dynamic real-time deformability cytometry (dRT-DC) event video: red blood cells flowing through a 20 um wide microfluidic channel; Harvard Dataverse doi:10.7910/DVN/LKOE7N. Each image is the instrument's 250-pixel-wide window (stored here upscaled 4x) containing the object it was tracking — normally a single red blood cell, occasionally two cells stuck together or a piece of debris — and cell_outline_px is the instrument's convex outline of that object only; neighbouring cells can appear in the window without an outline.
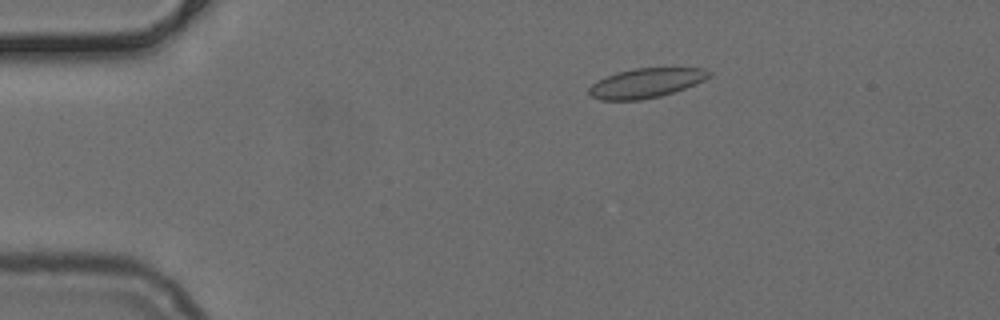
{"species": "common noctule bat (a hibernating species)", "species_latin": "Nyctalus noctula", "temperature_condition": "cold", "stored_images_in_passage": 52, "camera_frame_rate_fps": 3000, "um_per_image_px": 0.085, "animal": {"sex": "female", "body_mass_g": 24.6, "forearm_length_mm": 56.2}, "frame": {"image": 1, "passage_image": 10, "time_ms": 3.0, "image_size_px": [1000, 320], "cell_outline_px": [[712, 76], [696, 84], [660, 96], [640, 100], [600, 100], [592, 96], [588, 92], [588, 88], [592, 84], [616, 72], [636, 68], [704, 68], [712, 72]], "centroid_in_image_um": [54.93, 7.05], "position_along_channel_um": 30.1, "area_um2": 20.52}}
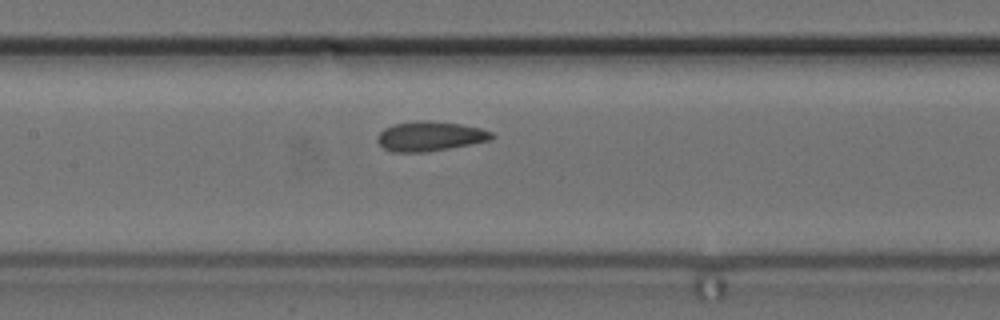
{"frame": {"image": 2, "passage_image": 25, "time_ms": 8.0, "image_size_px": [1000, 320], "cell_outline_px": [[496, 136], [492, 140], [448, 148], [424, 152], [392, 152], [384, 148], [376, 140], [376, 136], [384, 128], [392, 124], [416, 120], [428, 120], [460, 124], [480, 128], [492, 132]], "centroid_in_image_um": [36.53, 11.57], "position_along_channel_um": 170.9, "area_um2": 19.88}}
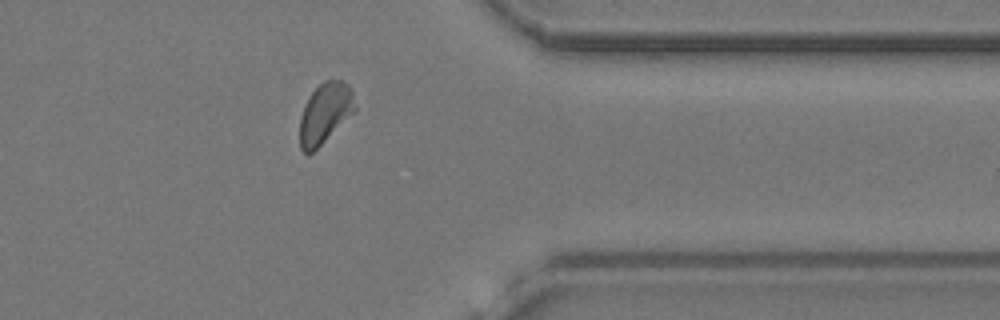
{"frame": {"image": 3, "passage_image": 42, "time_ms": 13.667, "image_size_px": [1000, 320], "cell_outline_px": [[356, 112], [308, 156], [300, 148], [300, 116], [304, 104], [312, 92], [324, 80], [340, 80], [348, 84], [352, 92], [356, 108]], "centroid_in_image_um": [27.63, 9.63], "position_along_channel_um": 383.8, "area_um2": 19.54}}